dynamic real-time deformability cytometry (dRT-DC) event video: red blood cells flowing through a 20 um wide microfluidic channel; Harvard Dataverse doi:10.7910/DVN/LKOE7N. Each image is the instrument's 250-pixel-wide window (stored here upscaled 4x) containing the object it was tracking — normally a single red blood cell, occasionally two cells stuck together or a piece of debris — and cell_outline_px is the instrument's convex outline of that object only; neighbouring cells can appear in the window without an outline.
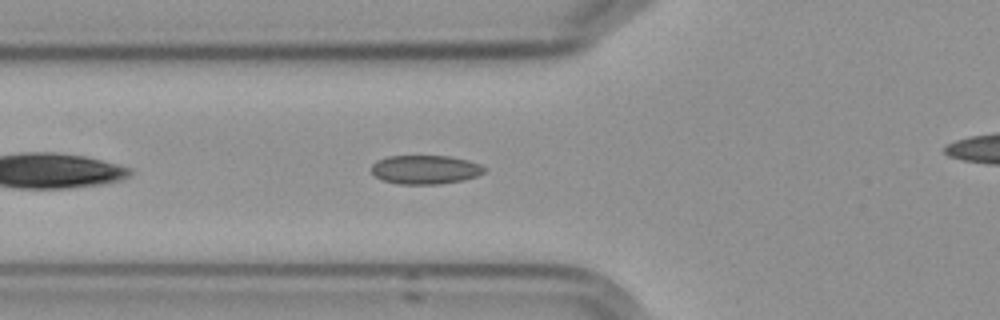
{"species": "Egyptian fruit bat (a non-hibernating species)", "species_latin": "Rousettus aegyptiacus", "temperature_condition": "cold", "stored_images_in_passage": 27, "camera_frame_rate_fps": 3000, "um_per_image_px": 0.085, "frame": {"image": 1, "passage_image": 5, "time_ms": 1.333, "image_size_px": [1000, 320], "cell_outline_px": [[484, 172], [476, 176], [460, 180], [440, 184], [396, 184], [384, 180], [376, 176], [372, 172], [372, 164], [376, 160], [388, 156], [448, 156], [468, 160], [480, 164], [484, 168]], "centroid_in_image_um": [36.12, 14.41], "position_along_channel_um": 89.7, "area_um2": 18.84}}